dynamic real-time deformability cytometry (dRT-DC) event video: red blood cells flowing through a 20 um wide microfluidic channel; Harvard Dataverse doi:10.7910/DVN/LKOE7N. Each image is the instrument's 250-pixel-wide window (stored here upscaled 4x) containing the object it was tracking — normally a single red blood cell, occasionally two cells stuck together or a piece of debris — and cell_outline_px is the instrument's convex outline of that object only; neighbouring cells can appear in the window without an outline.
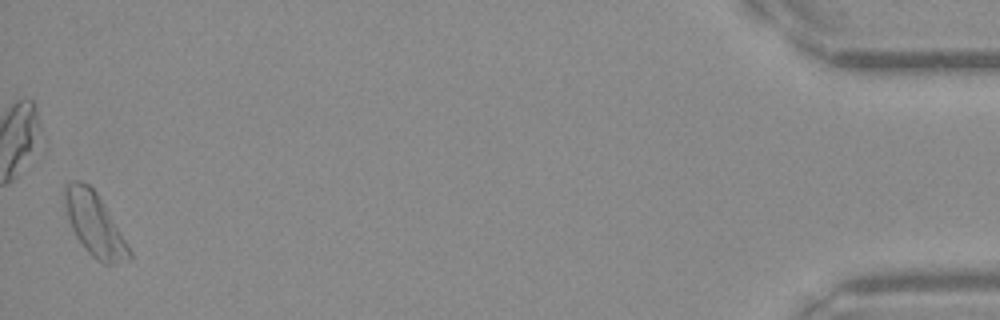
{"species": "Egyptian fruit bat (a non-hibernating species)", "species_latin": "Rousettus aegyptiacus", "temperature_condition": "warm", "stored_images_in_passage": 47, "camera_frame_rate_fps": 3000, "um_per_image_px": 0.085, "frame": {"image": 1, "passage_image": 47, "time_ms": 15.333, "image_size_px": [1000, 320], "cell_outline_px": [[132, 256], [128, 260], [116, 264], [104, 264], [96, 260], [84, 248], [76, 236], [72, 228], [64, 204], [64, 184], [72, 180], [80, 180], [88, 184], [96, 192], [104, 204], [132, 252]], "centroid_in_image_um": [8.03, 19.07], "position_along_channel_um": 427.2, "area_um2": 23.52}, "authors_computed_cell_mechanics": {"area_um2": 22.3108, "velocity_mm_per_s": 4.1692, "shape_relaxation_time_tau1_ms": null, "shape_relaxation_time_tau2_ms": 4.0927, "deformation_change_tau1": null, "deformation_change_tau2": 0.121}}